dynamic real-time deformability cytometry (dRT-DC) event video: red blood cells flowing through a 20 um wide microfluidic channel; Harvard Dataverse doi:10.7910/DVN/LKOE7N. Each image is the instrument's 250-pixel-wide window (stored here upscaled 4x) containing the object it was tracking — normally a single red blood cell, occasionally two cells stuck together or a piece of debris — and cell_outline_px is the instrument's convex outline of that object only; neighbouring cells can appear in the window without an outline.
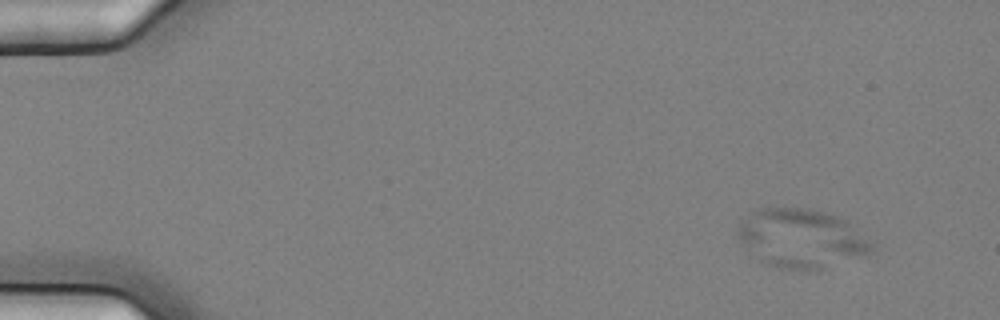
{"species": "common noctule bat (a hibernating species)", "species_latin": "Nyctalus noctula", "temperature_condition": "cold", "stored_images_in_passage": 5, "camera_frame_rate_fps": 3000, "um_per_image_px": 0.085, "animal": {"sex": "female", "body_mass_g": 25.1}, "frame": {"image": 1, "passage_image": 2, "time_ms": 0.333, "image_size_px": [1000, 320], "cell_outline_px": [[876, 252], [868, 256], [812, 272], [808, 272], [780, 268], [760, 264], [748, 256], [736, 236], [736, 232], [740, 220], [752, 212], [760, 208], [808, 208], [828, 212], [848, 220], [876, 248]], "centroid_in_image_um": [68.09, 20.32], "position_along_channel_um": 16.9, "area_um2": 47.86}}
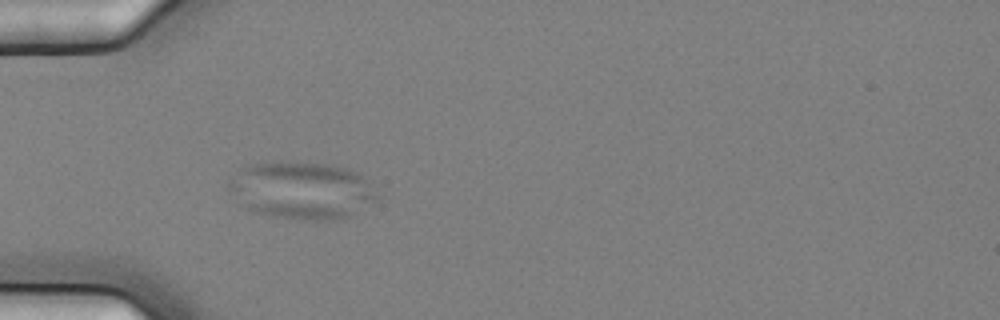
{"frame": {"image": 2, "passage_image": 5, "time_ms": 1.333, "image_size_px": [1000, 320], "cell_outline_px": [[380, 196], [376, 200], [348, 216], [336, 220], [308, 220], [276, 216], [244, 208], [228, 188], [228, 184], [236, 172], [248, 164], [280, 160], [324, 164], [348, 168], [356, 172], [368, 180]], "centroid_in_image_um": [25.65, 16.15], "position_along_channel_um": 59.3, "area_um2": 49.53}}